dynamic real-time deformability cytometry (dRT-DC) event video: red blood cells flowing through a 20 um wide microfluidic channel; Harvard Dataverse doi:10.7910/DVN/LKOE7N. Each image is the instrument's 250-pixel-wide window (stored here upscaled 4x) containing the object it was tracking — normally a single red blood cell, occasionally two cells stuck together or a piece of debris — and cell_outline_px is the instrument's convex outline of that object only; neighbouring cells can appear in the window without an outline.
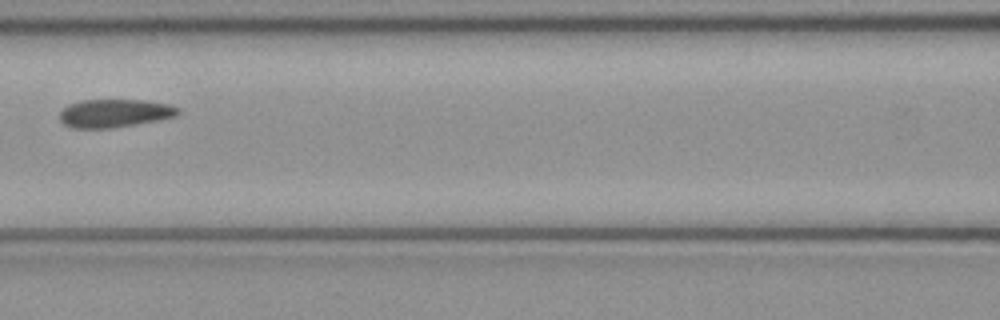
{"species": "common noctule bat (a hibernating species)", "species_latin": "Nyctalus noctula", "temperature_condition": "cold", "stored_images_in_passage": 3, "camera_frame_rate_fps": 3000, "um_per_image_px": 0.085, "animal": {"sex": "female", "body_mass_g": 21.9}, "frame": {"image": 1, "passage_image": 3, "time_ms": 0.667, "image_size_px": [1000, 320], "cell_outline_px": [[180, 112], [176, 116], [136, 124], [112, 128], [72, 128], [64, 124], [60, 120], [60, 112], [68, 104], [80, 100], [148, 100], [168, 104], [180, 108]], "centroid_in_image_um": [9.73, 9.62], "position_along_channel_um": 156.9, "area_um2": 19.48}}